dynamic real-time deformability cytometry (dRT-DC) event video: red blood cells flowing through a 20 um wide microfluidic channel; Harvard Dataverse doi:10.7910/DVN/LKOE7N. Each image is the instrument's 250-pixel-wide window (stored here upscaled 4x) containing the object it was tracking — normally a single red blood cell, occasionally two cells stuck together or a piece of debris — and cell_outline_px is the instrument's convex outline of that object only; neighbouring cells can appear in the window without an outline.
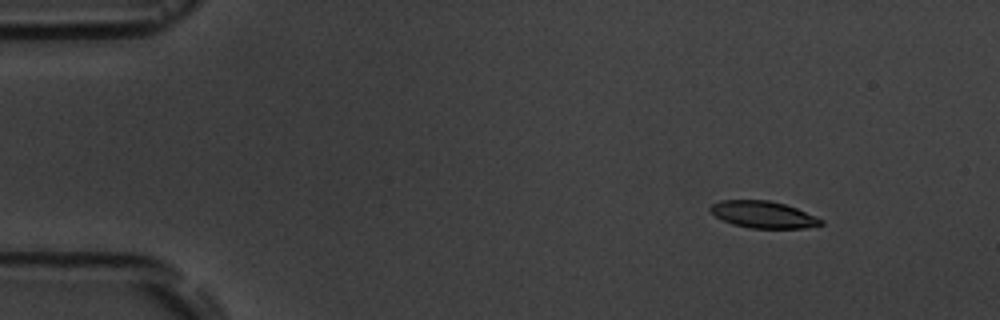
{"species": "common noctule bat (a hibernating species)", "species_latin": "Nyctalus noctula", "temperature_condition": "room temperature", "stored_images_in_passage": 5, "camera_frame_rate_fps": 3000, "um_per_image_px": 0.085, "animal": {"sex": "male", "body_mass_g": 19.5, "forearm_length_mm": 54.6}, "frame": {"image": 1, "passage_image": 2, "time_ms": 1.333, "image_size_px": [1000, 320], "cell_outline_px": [[824, 224], [804, 228], [752, 228], [732, 224], [716, 216], [708, 208], [712, 204], [720, 200], [768, 200], [784, 204], [796, 208], [816, 216], [824, 220]], "centroid_in_image_um": [64.89, 18.23], "position_along_channel_um": 20.1, "area_um2": 17.22}}
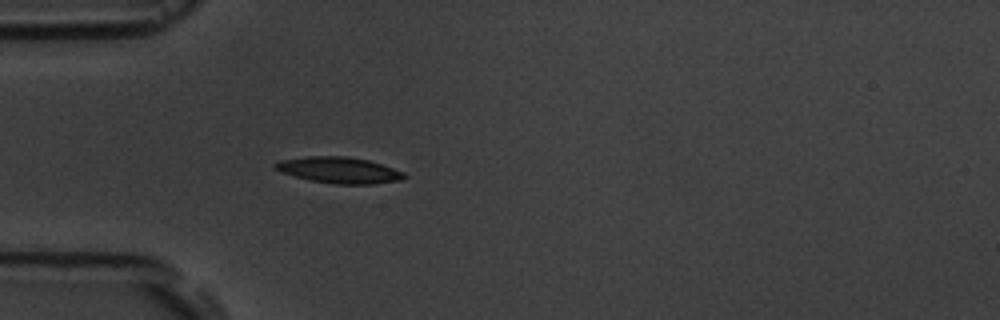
{"frame": {"image": 2, "passage_image": 5, "time_ms": 4.667, "image_size_px": [1000, 320], "cell_outline_px": [[408, 176], [400, 180], [372, 184], [336, 184], [308, 180], [280, 172], [272, 164], [280, 160], [308, 156], [348, 156], [368, 160], [404, 172]], "centroid_in_image_um": [28.8, 14.46], "position_along_channel_um": 56.2, "area_um2": 19.65}}